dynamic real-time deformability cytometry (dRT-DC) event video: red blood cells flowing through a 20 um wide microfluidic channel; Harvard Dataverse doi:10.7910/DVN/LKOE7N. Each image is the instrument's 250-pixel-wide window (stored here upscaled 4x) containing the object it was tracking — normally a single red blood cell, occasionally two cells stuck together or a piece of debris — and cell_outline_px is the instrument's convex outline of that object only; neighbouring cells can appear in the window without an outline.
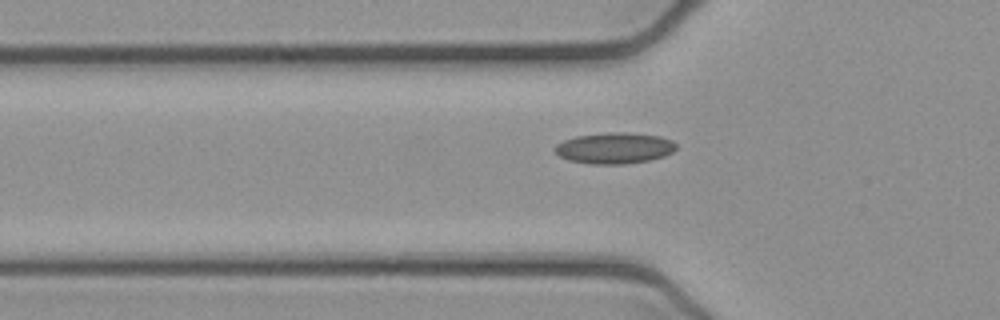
{"species": "common noctule bat (a hibernating species)", "species_latin": "Nyctalus noctula", "temperature_condition": "cold", "stored_images_in_passage": 38, "camera_frame_rate_fps": 3000, "um_per_image_px": 0.085, "animal": {"sex": "female", "body_mass_g": 21.9}, "frame": {"image": 1, "passage_image": 6, "time_ms": 1.667, "image_size_px": [1000, 320], "cell_outline_px": [[676, 148], [672, 152], [664, 156], [648, 160], [624, 164], [592, 164], [568, 160], [560, 156], [552, 148], [556, 144], [564, 140], [576, 136], [608, 132], [624, 132], [660, 136], [672, 140], [676, 144]], "centroid_in_image_um": [52.21, 12.58], "position_along_channel_um": 73.6, "area_um2": 21.96}}
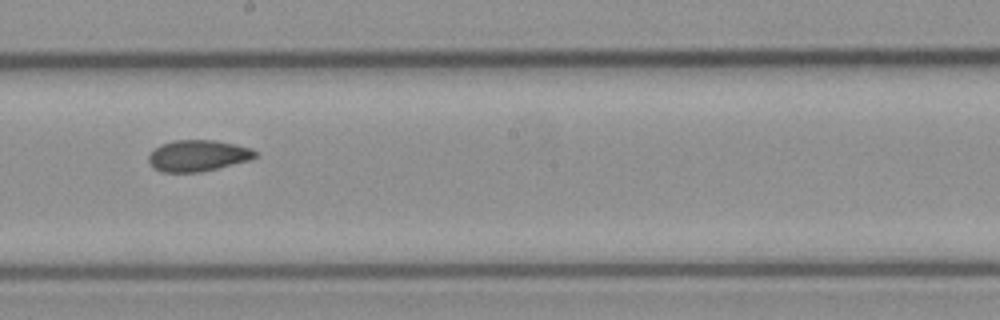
{"frame": {"image": 2, "passage_image": 18, "time_ms": 5.667, "image_size_px": [1000, 320], "cell_outline_px": [[256, 156], [252, 160], [200, 172], [160, 172], [152, 168], [148, 160], [148, 156], [160, 144], [172, 140], [216, 140], [236, 144], [252, 148], [256, 152]], "centroid_in_image_um": [16.82, 13.23], "position_along_channel_um": 231.4, "area_um2": 19.65}}
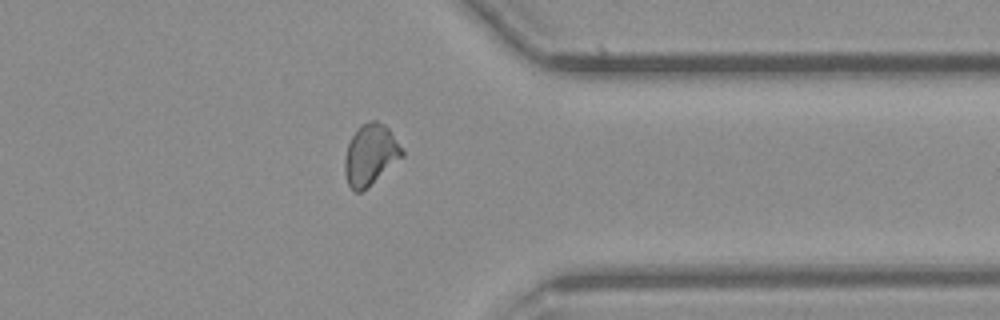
{"frame": {"image": 3, "passage_image": 30, "time_ms": 9.667, "image_size_px": [1000, 320], "cell_outline_px": [[404, 156], [368, 188], [360, 192], [356, 192], [348, 184], [344, 172], [344, 160], [348, 144], [352, 136], [364, 124], [372, 120], [376, 120], [384, 124], [388, 128], [404, 152]], "centroid_in_image_um": [31.49, 13.19], "position_along_channel_um": 379.9, "area_um2": 20.17}}